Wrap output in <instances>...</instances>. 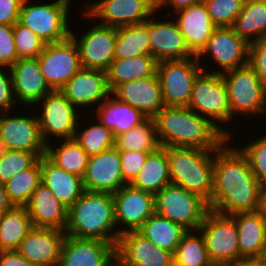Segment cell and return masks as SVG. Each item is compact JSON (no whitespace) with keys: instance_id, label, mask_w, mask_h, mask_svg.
<instances>
[{"instance_id":"816d5d0a","label":"cell","mask_w":266,"mask_h":266,"mask_svg":"<svg viewBox=\"0 0 266 266\" xmlns=\"http://www.w3.org/2000/svg\"><path fill=\"white\" fill-rule=\"evenodd\" d=\"M200 1L201 0H156V10L157 13H160L163 11L162 9L165 11V8L169 9L170 7L171 12H168V15H172V13L184 8H188L189 6L197 4Z\"/></svg>"},{"instance_id":"680465c9","label":"cell","mask_w":266,"mask_h":266,"mask_svg":"<svg viewBox=\"0 0 266 266\" xmlns=\"http://www.w3.org/2000/svg\"><path fill=\"white\" fill-rule=\"evenodd\" d=\"M209 266H234V265H231V264L211 263Z\"/></svg>"},{"instance_id":"bcb514c9","label":"cell","mask_w":266,"mask_h":266,"mask_svg":"<svg viewBox=\"0 0 266 266\" xmlns=\"http://www.w3.org/2000/svg\"><path fill=\"white\" fill-rule=\"evenodd\" d=\"M148 152L120 150L121 170L124 182L130 185L145 164Z\"/></svg>"},{"instance_id":"ee69618b","label":"cell","mask_w":266,"mask_h":266,"mask_svg":"<svg viewBox=\"0 0 266 266\" xmlns=\"http://www.w3.org/2000/svg\"><path fill=\"white\" fill-rule=\"evenodd\" d=\"M14 43L19 59L36 58L44 50L46 43L37 36L30 28L19 21L13 25Z\"/></svg>"},{"instance_id":"277c9868","label":"cell","mask_w":266,"mask_h":266,"mask_svg":"<svg viewBox=\"0 0 266 266\" xmlns=\"http://www.w3.org/2000/svg\"><path fill=\"white\" fill-rule=\"evenodd\" d=\"M216 150L166 147L171 183L201 196L209 203L213 193Z\"/></svg>"},{"instance_id":"9a60e30c","label":"cell","mask_w":266,"mask_h":266,"mask_svg":"<svg viewBox=\"0 0 266 266\" xmlns=\"http://www.w3.org/2000/svg\"><path fill=\"white\" fill-rule=\"evenodd\" d=\"M84 33L71 29V37L76 42L82 68L106 71L115 59L116 27L98 23L87 27ZM76 33V34H75Z\"/></svg>"},{"instance_id":"681fc988","label":"cell","mask_w":266,"mask_h":266,"mask_svg":"<svg viewBox=\"0 0 266 266\" xmlns=\"http://www.w3.org/2000/svg\"><path fill=\"white\" fill-rule=\"evenodd\" d=\"M16 105L18 106L13 95L10 69L0 67V113L10 112L13 110L15 112V108L17 110Z\"/></svg>"},{"instance_id":"d6a6232c","label":"cell","mask_w":266,"mask_h":266,"mask_svg":"<svg viewBox=\"0 0 266 266\" xmlns=\"http://www.w3.org/2000/svg\"><path fill=\"white\" fill-rule=\"evenodd\" d=\"M58 142L62 143L57 147L52 141L46 144L45 156L58 167L83 178L90 156L74 138L56 140L55 143Z\"/></svg>"},{"instance_id":"4dcf8cb0","label":"cell","mask_w":266,"mask_h":266,"mask_svg":"<svg viewBox=\"0 0 266 266\" xmlns=\"http://www.w3.org/2000/svg\"><path fill=\"white\" fill-rule=\"evenodd\" d=\"M157 64L156 59L150 54L114 59L106 70L111 92L122 83L155 75Z\"/></svg>"},{"instance_id":"ab89813d","label":"cell","mask_w":266,"mask_h":266,"mask_svg":"<svg viewBox=\"0 0 266 266\" xmlns=\"http://www.w3.org/2000/svg\"><path fill=\"white\" fill-rule=\"evenodd\" d=\"M174 266H209L204 238L199 230H188L181 238L174 254Z\"/></svg>"},{"instance_id":"5bb4252c","label":"cell","mask_w":266,"mask_h":266,"mask_svg":"<svg viewBox=\"0 0 266 266\" xmlns=\"http://www.w3.org/2000/svg\"><path fill=\"white\" fill-rule=\"evenodd\" d=\"M38 60L52 90H60L82 68L78 46L71 36L61 42L47 43Z\"/></svg>"},{"instance_id":"f546056e","label":"cell","mask_w":266,"mask_h":266,"mask_svg":"<svg viewBox=\"0 0 266 266\" xmlns=\"http://www.w3.org/2000/svg\"><path fill=\"white\" fill-rule=\"evenodd\" d=\"M92 109L96 113H91L95 115V117H91L98 119L107 128H110L114 137L127 132L148 118L141 111L117 100L112 95L98 107Z\"/></svg>"},{"instance_id":"d4e9b609","label":"cell","mask_w":266,"mask_h":266,"mask_svg":"<svg viewBox=\"0 0 266 266\" xmlns=\"http://www.w3.org/2000/svg\"><path fill=\"white\" fill-rule=\"evenodd\" d=\"M111 95L141 111L148 118H153L165 106L157 73L122 83L111 92Z\"/></svg>"},{"instance_id":"4316f807","label":"cell","mask_w":266,"mask_h":266,"mask_svg":"<svg viewBox=\"0 0 266 266\" xmlns=\"http://www.w3.org/2000/svg\"><path fill=\"white\" fill-rule=\"evenodd\" d=\"M34 227L54 228L65 231L68 208L52 191L41 183L25 206Z\"/></svg>"},{"instance_id":"7bdbcfd3","label":"cell","mask_w":266,"mask_h":266,"mask_svg":"<svg viewBox=\"0 0 266 266\" xmlns=\"http://www.w3.org/2000/svg\"><path fill=\"white\" fill-rule=\"evenodd\" d=\"M217 27H231L241 13L245 0H202Z\"/></svg>"},{"instance_id":"11a10c76","label":"cell","mask_w":266,"mask_h":266,"mask_svg":"<svg viewBox=\"0 0 266 266\" xmlns=\"http://www.w3.org/2000/svg\"><path fill=\"white\" fill-rule=\"evenodd\" d=\"M256 211L266 219V185L260 189Z\"/></svg>"},{"instance_id":"9f6ffc18","label":"cell","mask_w":266,"mask_h":266,"mask_svg":"<svg viewBox=\"0 0 266 266\" xmlns=\"http://www.w3.org/2000/svg\"><path fill=\"white\" fill-rule=\"evenodd\" d=\"M234 266H266V258H246L234 264Z\"/></svg>"},{"instance_id":"7402d4cb","label":"cell","mask_w":266,"mask_h":266,"mask_svg":"<svg viewBox=\"0 0 266 266\" xmlns=\"http://www.w3.org/2000/svg\"><path fill=\"white\" fill-rule=\"evenodd\" d=\"M85 190L116 193L127 185L121 170L120 150L115 146L89 157L83 176Z\"/></svg>"},{"instance_id":"83f0119b","label":"cell","mask_w":266,"mask_h":266,"mask_svg":"<svg viewBox=\"0 0 266 266\" xmlns=\"http://www.w3.org/2000/svg\"><path fill=\"white\" fill-rule=\"evenodd\" d=\"M236 222L240 261L266 255V219L257 211L231 215Z\"/></svg>"},{"instance_id":"44dd1931","label":"cell","mask_w":266,"mask_h":266,"mask_svg":"<svg viewBox=\"0 0 266 266\" xmlns=\"http://www.w3.org/2000/svg\"><path fill=\"white\" fill-rule=\"evenodd\" d=\"M58 266H116L115 246L99 239L66 235Z\"/></svg>"},{"instance_id":"db71d44e","label":"cell","mask_w":266,"mask_h":266,"mask_svg":"<svg viewBox=\"0 0 266 266\" xmlns=\"http://www.w3.org/2000/svg\"><path fill=\"white\" fill-rule=\"evenodd\" d=\"M13 206L14 205L9 201L4 184H0V216Z\"/></svg>"},{"instance_id":"1f68e13d","label":"cell","mask_w":266,"mask_h":266,"mask_svg":"<svg viewBox=\"0 0 266 266\" xmlns=\"http://www.w3.org/2000/svg\"><path fill=\"white\" fill-rule=\"evenodd\" d=\"M170 183L171 176L166 147L160 146L148 154L145 164L130 185L156 195Z\"/></svg>"},{"instance_id":"603a6c76","label":"cell","mask_w":266,"mask_h":266,"mask_svg":"<svg viewBox=\"0 0 266 266\" xmlns=\"http://www.w3.org/2000/svg\"><path fill=\"white\" fill-rule=\"evenodd\" d=\"M13 95L17 104L34 108L44 96L53 90L45 80L38 57L21 58L10 68Z\"/></svg>"},{"instance_id":"f6af8a7d","label":"cell","mask_w":266,"mask_h":266,"mask_svg":"<svg viewBox=\"0 0 266 266\" xmlns=\"http://www.w3.org/2000/svg\"><path fill=\"white\" fill-rule=\"evenodd\" d=\"M252 140L250 135V141L245 143L236 144L240 150L247 156L251 169L256 176V179L261 186L266 185V133L265 135ZM243 145V146H241Z\"/></svg>"},{"instance_id":"f907efd6","label":"cell","mask_w":266,"mask_h":266,"mask_svg":"<svg viewBox=\"0 0 266 266\" xmlns=\"http://www.w3.org/2000/svg\"><path fill=\"white\" fill-rule=\"evenodd\" d=\"M23 0H0V24L14 25L19 21Z\"/></svg>"},{"instance_id":"4fadbf2b","label":"cell","mask_w":266,"mask_h":266,"mask_svg":"<svg viewBox=\"0 0 266 266\" xmlns=\"http://www.w3.org/2000/svg\"><path fill=\"white\" fill-rule=\"evenodd\" d=\"M202 71L197 57L162 61L157 64L165 106H188L194 82Z\"/></svg>"},{"instance_id":"5b68a950","label":"cell","mask_w":266,"mask_h":266,"mask_svg":"<svg viewBox=\"0 0 266 266\" xmlns=\"http://www.w3.org/2000/svg\"><path fill=\"white\" fill-rule=\"evenodd\" d=\"M188 107L207 118L227 138L234 140L231 129L225 126L237 121L231 116L227 88L220 73L202 70L198 74Z\"/></svg>"},{"instance_id":"e575fe53","label":"cell","mask_w":266,"mask_h":266,"mask_svg":"<svg viewBox=\"0 0 266 266\" xmlns=\"http://www.w3.org/2000/svg\"><path fill=\"white\" fill-rule=\"evenodd\" d=\"M138 231L158 248L174 254L182 236L188 230L182 225L154 213Z\"/></svg>"},{"instance_id":"ac0fdd59","label":"cell","mask_w":266,"mask_h":266,"mask_svg":"<svg viewBox=\"0 0 266 266\" xmlns=\"http://www.w3.org/2000/svg\"><path fill=\"white\" fill-rule=\"evenodd\" d=\"M157 14L156 12L148 19L150 55L158 63L195 57L189 50L184 36L173 17L172 19H163L156 17Z\"/></svg>"},{"instance_id":"6f0895ef","label":"cell","mask_w":266,"mask_h":266,"mask_svg":"<svg viewBox=\"0 0 266 266\" xmlns=\"http://www.w3.org/2000/svg\"><path fill=\"white\" fill-rule=\"evenodd\" d=\"M11 151L8 144L5 142L3 138L0 137V158L5 156L7 153Z\"/></svg>"},{"instance_id":"3957f363","label":"cell","mask_w":266,"mask_h":266,"mask_svg":"<svg viewBox=\"0 0 266 266\" xmlns=\"http://www.w3.org/2000/svg\"><path fill=\"white\" fill-rule=\"evenodd\" d=\"M66 235L99 239L117 245L120 234L114 219V197L109 192L86 190L68 208Z\"/></svg>"},{"instance_id":"8d00e7d4","label":"cell","mask_w":266,"mask_h":266,"mask_svg":"<svg viewBox=\"0 0 266 266\" xmlns=\"http://www.w3.org/2000/svg\"><path fill=\"white\" fill-rule=\"evenodd\" d=\"M150 54L148 20L116 28L115 59Z\"/></svg>"},{"instance_id":"6da1fadb","label":"cell","mask_w":266,"mask_h":266,"mask_svg":"<svg viewBox=\"0 0 266 266\" xmlns=\"http://www.w3.org/2000/svg\"><path fill=\"white\" fill-rule=\"evenodd\" d=\"M234 143L228 138L214 152L213 193L208 205L224 215L256 211L262 187L247 156Z\"/></svg>"},{"instance_id":"8fae6325","label":"cell","mask_w":266,"mask_h":266,"mask_svg":"<svg viewBox=\"0 0 266 266\" xmlns=\"http://www.w3.org/2000/svg\"><path fill=\"white\" fill-rule=\"evenodd\" d=\"M198 230L211 263L234 265L240 261L237 226L231 215L209 210Z\"/></svg>"},{"instance_id":"7c38bea8","label":"cell","mask_w":266,"mask_h":266,"mask_svg":"<svg viewBox=\"0 0 266 266\" xmlns=\"http://www.w3.org/2000/svg\"><path fill=\"white\" fill-rule=\"evenodd\" d=\"M81 9L86 20L116 28L144 23L157 12L156 0H91Z\"/></svg>"},{"instance_id":"52a82bcc","label":"cell","mask_w":266,"mask_h":266,"mask_svg":"<svg viewBox=\"0 0 266 266\" xmlns=\"http://www.w3.org/2000/svg\"><path fill=\"white\" fill-rule=\"evenodd\" d=\"M30 1L22 2L19 14L21 24L30 28L46 44L61 42L71 36L72 24H69L71 22L69 14L72 1L56 0L51 3L36 1V4H31Z\"/></svg>"},{"instance_id":"e0dca14e","label":"cell","mask_w":266,"mask_h":266,"mask_svg":"<svg viewBox=\"0 0 266 266\" xmlns=\"http://www.w3.org/2000/svg\"><path fill=\"white\" fill-rule=\"evenodd\" d=\"M115 257L116 266H174L173 253L158 248L139 231L119 236Z\"/></svg>"},{"instance_id":"7dc6e473","label":"cell","mask_w":266,"mask_h":266,"mask_svg":"<svg viewBox=\"0 0 266 266\" xmlns=\"http://www.w3.org/2000/svg\"><path fill=\"white\" fill-rule=\"evenodd\" d=\"M17 60L13 25L0 24V67L10 69Z\"/></svg>"},{"instance_id":"30bf717a","label":"cell","mask_w":266,"mask_h":266,"mask_svg":"<svg viewBox=\"0 0 266 266\" xmlns=\"http://www.w3.org/2000/svg\"><path fill=\"white\" fill-rule=\"evenodd\" d=\"M249 46L250 44L241 38L232 27H217L206 46L196 57L203 71L222 74L249 63ZM205 56L208 57L205 58ZM209 58L213 60L211 61ZM205 61H211L214 63L212 67H216V65L217 67L213 68L214 70L211 67L209 69L208 65L204 64Z\"/></svg>"},{"instance_id":"7a4b0ae2","label":"cell","mask_w":266,"mask_h":266,"mask_svg":"<svg viewBox=\"0 0 266 266\" xmlns=\"http://www.w3.org/2000/svg\"><path fill=\"white\" fill-rule=\"evenodd\" d=\"M153 118L162 147L218 149L228 139L188 106H164Z\"/></svg>"},{"instance_id":"484cf974","label":"cell","mask_w":266,"mask_h":266,"mask_svg":"<svg viewBox=\"0 0 266 266\" xmlns=\"http://www.w3.org/2000/svg\"><path fill=\"white\" fill-rule=\"evenodd\" d=\"M189 50L197 56L206 46L217 26L212 21L203 1L173 14Z\"/></svg>"},{"instance_id":"2e32d148","label":"cell","mask_w":266,"mask_h":266,"mask_svg":"<svg viewBox=\"0 0 266 266\" xmlns=\"http://www.w3.org/2000/svg\"><path fill=\"white\" fill-rule=\"evenodd\" d=\"M114 197V219L118 233L138 231L155 213L154 195L125 185Z\"/></svg>"},{"instance_id":"ffe728a7","label":"cell","mask_w":266,"mask_h":266,"mask_svg":"<svg viewBox=\"0 0 266 266\" xmlns=\"http://www.w3.org/2000/svg\"><path fill=\"white\" fill-rule=\"evenodd\" d=\"M29 111L30 108L26 110L27 116H21V111L20 115L12 111L0 113V137L11 150L45 153L46 143L40 133L37 114H29Z\"/></svg>"},{"instance_id":"8992f818","label":"cell","mask_w":266,"mask_h":266,"mask_svg":"<svg viewBox=\"0 0 266 266\" xmlns=\"http://www.w3.org/2000/svg\"><path fill=\"white\" fill-rule=\"evenodd\" d=\"M221 75L227 88L233 119L238 116L244 119L245 115L250 120L255 116L266 118V86L249 63Z\"/></svg>"},{"instance_id":"cb8c5ba5","label":"cell","mask_w":266,"mask_h":266,"mask_svg":"<svg viewBox=\"0 0 266 266\" xmlns=\"http://www.w3.org/2000/svg\"><path fill=\"white\" fill-rule=\"evenodd\" d=\"M65 231L32 227L16 250L34 266H58Z\"/></svg>"},{"instance_id":"f35d334b","label":"cell","mask_w":266,"mask_h":266,"mask_svg":"<svg viewBox=\"0 0 266 266\" xmlns=\"http://www.w3.org/2000/svg\"><path fill=\"white\" fill-rule=\"evenodd\" d=\"M42 183L41 157L28 169L16 173L4 183L9 201L14 206H26Z\"/></svg>"},{"instance_id":"9c48e42d","label":"cell","mask_w":266,"mask_h":266,"mask_svg":"<svg viewBox=\"0 0 266 266\" xmlns=\"http://www.w3.org/2000/svg\"><path fill=\"white\" fill-rule=\"evenodd\" d=\"M34 106L35 110L39 111L36 114H38L40 133L46 144L51 142L52 137L53 142L55 138L56 140L74 138L79 120H82V123L84 121V118L79 117L81 110H78L60 90L48 93Z\"/></svg>"},{"instance_id":"91938a15","label":"cell","mask_w":266,"mask_h":266,"mask_svg":"<svg viewBox=\"0 0 266 266\" xmlns=\"http://www.w3.org/2000/svg\"><path fill=\"white\" fill-rule=\"evenodd\" d=\"M71 1V0H70ZM91 0H86L83 7H85Z\"/></svg>"},{"instance_id":"74e56055","label":"cell","mask_w":266,"mask_h":266,"mask_svg":"<svg viewBox=\"0 0 266 266\" xmlns=\"http://www.w3.org/2000/svg\"><path fill=\"white\" fill-rule=\"evenodd\" d=\"M115 147L119 150L154 152L160 147L156 122L147 118L141 124L115 137Z\"/></svg>"},{"instance_id":"d590c367","label":"cell","mask_w":266,"mask_h":266,"mask_svg":"<svg viewBox=\"0 0 266 266\" xmlns=\"http://www.w3.org/2000/svg\"><path fill=\"white\" fill-rule=\"evenodd\" d=\"M231 27L248 44L266 35V0H245Z\"/></svg>"},{"instance_id":"f5cc1de1","label":"cell","mask_w":266,"mask_h":266,"mask_svg":"<svg viewBox=\"0 0 266 266\" xmlns=\"http://www.w3.org/2000/svg\"><path fill=\"white\" fill-rule=\"evenodd\" d=\"M0 266H34L16 250L0 251Z\"/></svg>"},{"instance_id":"d6986e66","label":"cell","mask_w":266,"mask_h":266,"mask_svg":"<svg viewBox=\"0 0 266 266\" xmlns=\"http://www.w3.org/2000/svg\"><path fill=\"white\" fill-rule=\"evenodd\" d=\"M60 91L78 110L84 108L85 113L89 108L93 112L91 107H98L111 96L106 71L99 69L81 68Z\"/></svg>"},{"instance_id":"c3c4849f","label":"cell","mask_w":266,"mask_h":266,"mask_svg":"<svg viewBox=\"0 0 266 266\" xmlns=\"http://www.w3.org/2000/svg\"><path fill=\"white\" fill-rule=\"evenodd\" d=\"M249 64L254 68L259 79L266 86V35L250 44Z\"/></svg>"},{"instance_id":"b9f144b4","label":"cell","mask_w":266,"mask_h":266,"mask_svg":"<svg viewBox=\"0 0 266 266\" xmlns=\"http://www.w3.org/2000/svg\"><path fill=\"white\" fill-rule=\"evenodd\" d=\"M45 153L11 150L0 158V184L9 181L16 173L30 168Z\"/></svg>"},{"instance_id":"ba28073f","label":"cell","mask_w":266,"mask_h":266,"mask_svg":"<svg viewBox=\"0 0 266 266\" xmlns=\"http://www.w3.org/2000/svg\"><path fill=\"white\" fill-rule=\"evenodd\" d=\"M154 206L155 213L187 230H198L210 210L201 196L172 183L154 195Z\"/></svg>"},{"instance_id":"60d3db41","label":"cell","mask_w":266,"mask_h":266,"mask_svg":"<svg viewBox=\"0 0 266 266\" xmlns=\"http://www.w3.org/2000/svg\"><path fill=\"white\" fill-rule=\"evenodd\" d=\"M87 127H83L79 120L74 139L86 151L89 156L97 155L106 149L115 146V137L110 128H107L98 119H93ZM81 123V124H80Z\"/></svg>"},{"instance_id":"f1b7e54d","label":"cell","mask_w":266,"mask_h":266,"mask_svg":"<svg viewBox=\"0 0 266 266\" xmlns=\"http://www.w3.org/2000/svg\"><path fill=\"white\" fill-rule=\"evenodd\" d=\"M42 183L67 208L86 191L82 177L65 171L51 162L45 155L41 156Z\"/></svg>"},{"instance_id":"836d02e7","label":"cell","mask_w":266,"mask_h":266,"mask_svg":"<svg viewBox=\"0 0 266 266\" xmlns=\"http://www.w3.org/2000/svg\"><path fill=\"white\" fill-rule=\"evenodd\" d=\"M33 227L27 208L13 206L0 216V251L17 250Z\"/></svg>"}]
</instances>
